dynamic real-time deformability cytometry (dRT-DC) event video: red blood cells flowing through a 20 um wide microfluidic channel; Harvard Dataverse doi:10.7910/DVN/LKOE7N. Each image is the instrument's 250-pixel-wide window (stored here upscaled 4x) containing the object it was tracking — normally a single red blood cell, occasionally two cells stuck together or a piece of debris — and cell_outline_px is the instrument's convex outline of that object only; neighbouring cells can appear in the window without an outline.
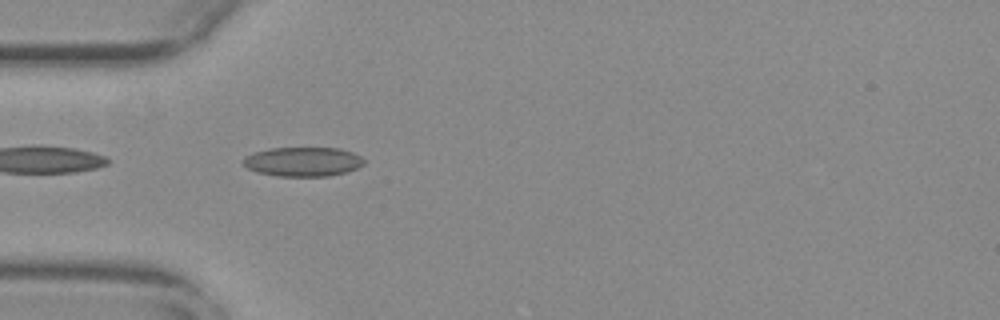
{"species": "common noctule bat (a hibernating species)", "species_latin": "Nyctalus noctula", "temperature_condition": "warm", "stored_images_in_passage": 40, "camera_frame_rate_fps": 3000, "um_per_image_px": 0.085, "animal": {"sex": "female", "body_mass_g": 29.2, "forearm_length_mm": 56.3}, "frame": {"image": 1, "passage_image": 2, "time_ms": 0.333, "image_size_px": [1000, 320], "cell_outline_px": [[364, 164], [348, 172], [328, 176], [276, 176], [256, 172], [248, 168], [240, 160], [244, 156], [256, 152], [272, 148], [340, 148], [352, 152], [360, 156], [364, 160]], "centroid_in_image_um": [25.74, 13.75], "position_along_channel_um": 59.3, "area_um2": 20.69}}
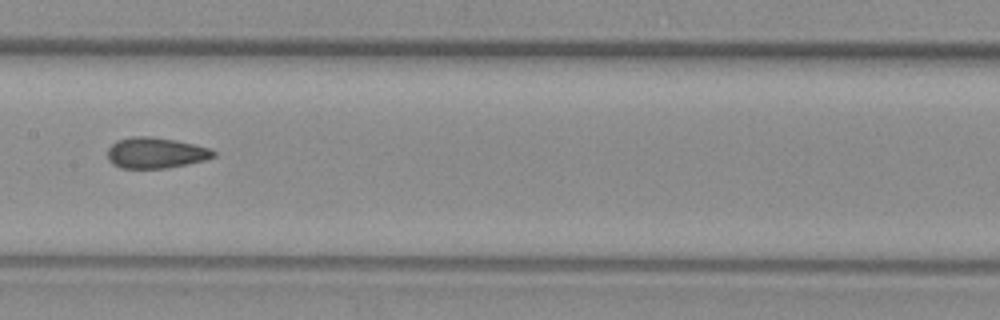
{"frame": {"image": 2, "passage_image": 13, "time_ms": 4.0, "image_size_px": [1000, 320], "cell_outline_px": [[216, 156], [204, 160], [188, 164], [164, 168], [120, 168], [112, 164], [108, 160], [108, 148], [116, 140], [132, 136], [152, 136], [176, 140], [212, 148], [216, 152]], "centroid_in_image_um": [13.24, 12.98], "position_along_channel_um": 194.2, "area_um2": 19.25}}
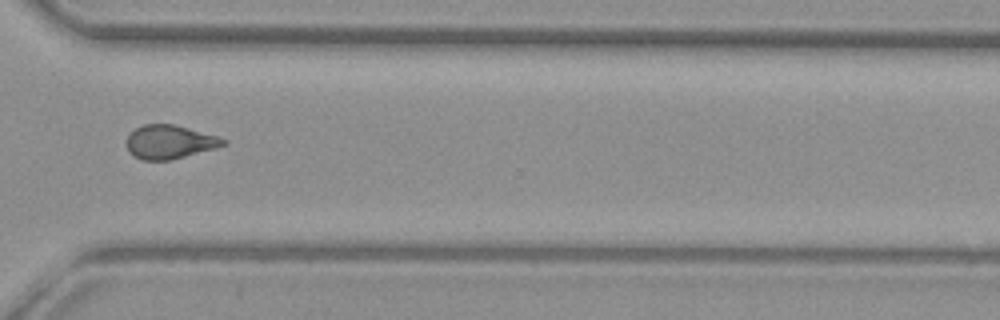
{"frame": {"image": 3, "passage_image": 26, "time_ms": 8.333, "image_size_px": [1000, 320], "cell_outline_px": [[228, 144], [216, 148], [168, 160], [140, 160], [128, 152], [128, 136], [136, 128], [144, 124], [172, 124], [216, 136], [228, 140]], "centroid_in_image_um": [14.42, 12.07], "position_along_channel_um": 356.2, "area_um2": 18.67}, "authors_computed_cell_mechanics": {"area_um2": 19.3341, "velocity_mm_per_s": 3.7434, "shape_relaxation_time_tau1_ms": null, "shape_relaxation_time_tau2_ms": 1.6395, "deformation_change_tau1": null, "deformation_change_tau2": 0.0827}}